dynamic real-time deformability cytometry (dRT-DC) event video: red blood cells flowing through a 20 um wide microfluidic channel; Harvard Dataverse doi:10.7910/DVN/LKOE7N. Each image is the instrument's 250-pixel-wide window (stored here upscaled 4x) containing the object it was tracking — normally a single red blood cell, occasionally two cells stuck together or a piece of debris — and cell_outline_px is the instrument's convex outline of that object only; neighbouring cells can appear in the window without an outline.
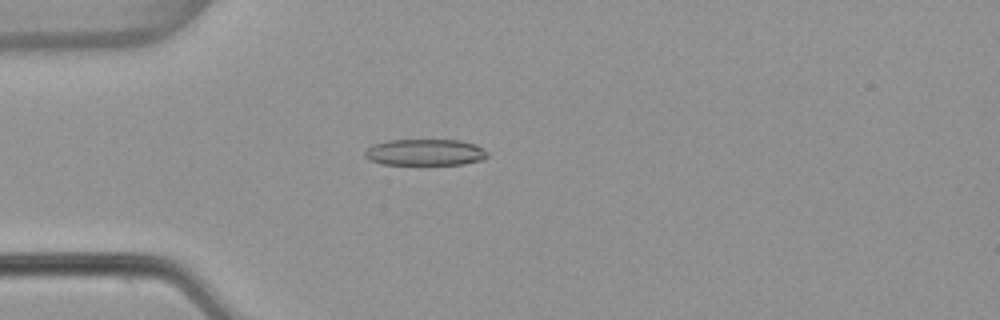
{"species": "common noctule bat (a hibernating species)", "species_latin": "Nyctalus noctula", "temperature_condition": "warm", "stored_images_in_passage": 53, "camera_frame_rate_fps": 3000, "um_per_image_px": 0.085, "animal": {"sex": "female", "body_mass_g": 22.7, "forearm_length_mm": 54.2}, "frame": {"image": 1, "passage_image": 15, "time_ms": 4.667, "image_size_px": [1000, 320], "cell_outline_px": [[488, 156], [480, 160], [464, 164], [380, 164], [368, 160], [364, 156], [364, 152], [372, 144], [388, 140], [460, 140], [476, 144], [488, 152]], "centroid_in_image_um": [36.11, 12.94], "position_along_channel_um": 48.9, "area_um2": 18.96}}
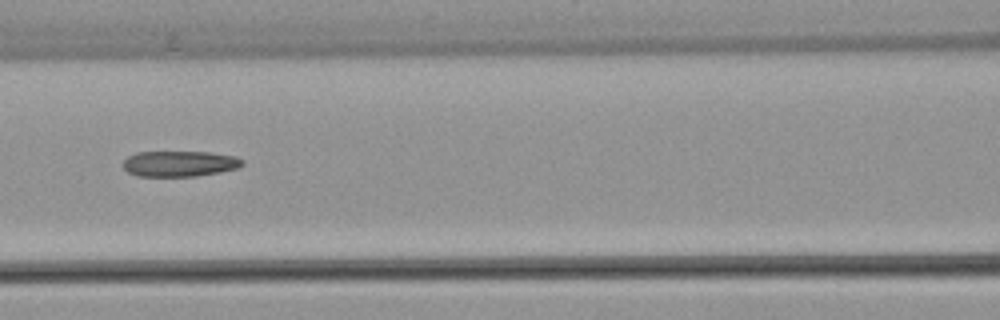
{"frame": {"image": 2, "passage_image": 24, "time_ms": 7.667, "image_size_px": [1000, 320], "cell_outline_px": [[244, 164], [240, 168], [220, 172], [196, 176], [136, 176], [128, 172], [124, 168], [124, 160], [128, 156], [136, 152], [208, 152], [236, 156], [244, 160]], "centroid_in_image_um": [15.3, 13.91], "position_along_channel_um": 151.3, "area_um2": 17.98}}
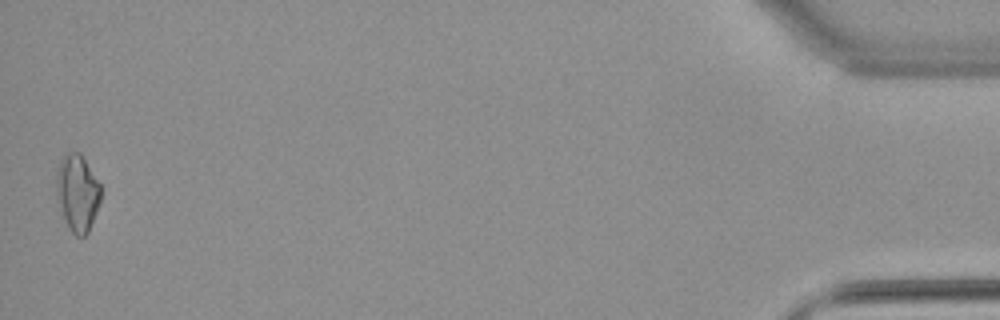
{"frame": {"image": 3, "passage_image": 53, "time_ms": 17.333, "image_size_px": [1000, 320], "cell_outline_px": [[100, 200], [96, 212], [88, 232], [84, 236], [76, 236], [68, 228], [60, 212], [56, 200], [56, 168], [60, 160], [68, 152], [80, 152], [100, 184]], "centroid_in_image_um": [6.54, 16.4], "position_along_channel_um": 428.7, "area_um2": 20.06}, "authors_computed_cell_mechanics": {"area_um2": 18.6694, "velocity_mm_per_s": 3.8541, "shape_relaxation_time_tau1_ms": null, "shape_relaxation_time_tau2_ms": 5.8, "deformation_change_tau1": null, "deformation_change_tau2": 0.1773}}